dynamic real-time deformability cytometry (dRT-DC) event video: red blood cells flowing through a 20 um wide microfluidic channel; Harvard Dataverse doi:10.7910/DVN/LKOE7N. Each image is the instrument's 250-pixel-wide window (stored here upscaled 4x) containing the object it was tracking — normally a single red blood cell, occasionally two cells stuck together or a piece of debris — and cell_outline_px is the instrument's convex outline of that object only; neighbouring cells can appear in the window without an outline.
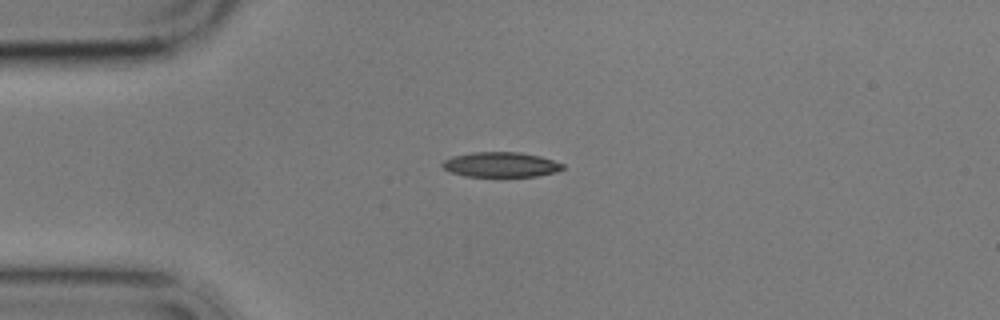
{"species": "common noctule bat (a hibernating species)", "species_latin": "Nyctalus noctula", "temperature_condition": "cold", "stored_images_in_passage": 2, "camera_frame_rate_fps": 3000, "um_per_image_px": 0.085, "animal": {"sex": "male", "body_mass_g": 17.9}, "frame": {"image": 1, "passage_image": 1, "time_ms": 0.0, "image_size_px": [1000, 320], "cell_outline_px": [[564, 168], [556, 172], [536, 176], [504, 180], [464, 176], [448, 172], [440, 164], [444, 160], [452, 156], [472, 152], [520, 152], [540, 156], [564, 164]], "centroid_in_image_um": [42.54, 14.05], "position_along_channel_um": 42.5, "area_um2": 18.61}}